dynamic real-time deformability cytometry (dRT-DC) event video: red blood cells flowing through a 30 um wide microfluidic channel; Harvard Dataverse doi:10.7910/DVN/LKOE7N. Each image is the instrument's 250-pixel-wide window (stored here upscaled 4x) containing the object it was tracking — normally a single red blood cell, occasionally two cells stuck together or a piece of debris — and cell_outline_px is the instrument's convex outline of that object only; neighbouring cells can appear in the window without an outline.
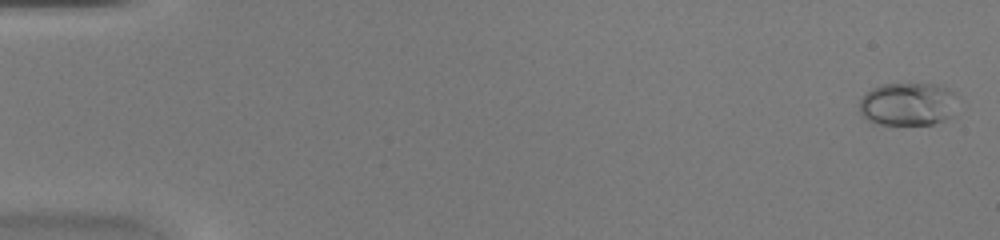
{"species": "common noctule bat (a hibernating species)", "species_latin": "Nyctalus noctula", "temperature_condition": "warm", "stored_images_in_passage": 49, "camera_frame_rate_fps": 3000, "um_per_image_px": 0.085, "animal": {"sex": "female", "body_mass_g": 20.0, "forearm_length_mm": 54.0}, "frame": {"image": 1, "passage_image": 2, "time_ms": 0.333, "image_size_px": [1000, 240], "cell_outline_px": [[952, 116], [932, 124], [876, 124], [868, 120], [860, 112], [860, 100], [872, 88], [884, 84], [936, 84], [948, 88], [952, 92]], "centroid_in_image_um": [77.11, 8.85], "position_along_channel_um": 7.9, "area_um2": 24.04}}
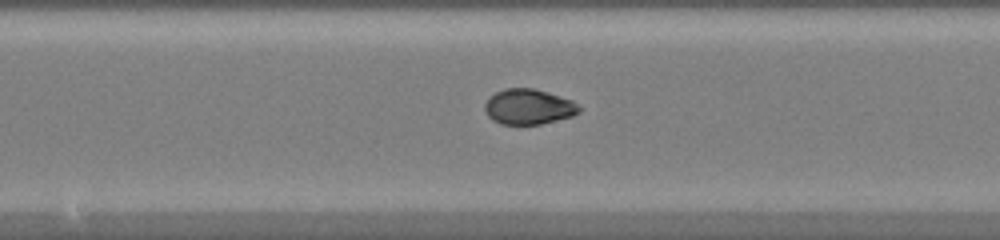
{"frame": {"image": 2, "passage_image": 27, "time_ms": 8.667, "image_size_px": [1000, 240], "cell_outline_px": [[580, 112], [572, 116], [540, 124], [500, 124], [492, 120], [488, 116], [484, 108], [484, 104], [496, 92], [504, 88], [532, 88], [548, 92], [572, 100], [580, 108]], "centroid_in_image_um": [44.92, 9.07], "position_along_channel_um": 203.3, "area_um2": 19.31}}
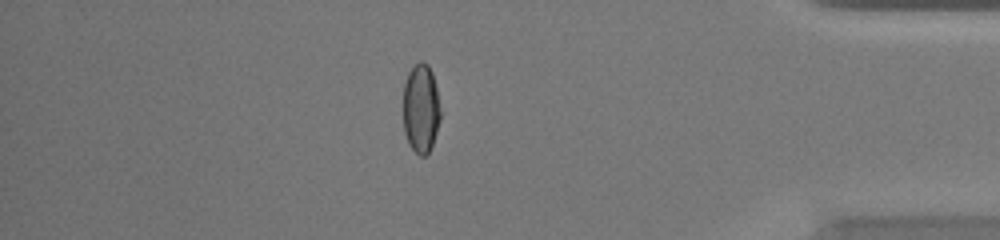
{"frame": {"image": 3, "passage_image": 43, "time_ms": 14.0, "image_size_px": [1000, 240], "cell_outline_px": [[440, 120], [432, 144], [428, 152], [424, 156], [420, 156], [408, 144], [404, 132], [404, 84], [408, 72], [420, 60], [428, 64], [432, 72], [436, 88], [440, 108]], "centroid_in_image_um": [35.77, 9.21], "position_along_channel_um": 399.4, "area_um2": 19.19}, "authors_computed_cell_mechanics": {"area_um2": 19.8254, "velocity_mm_per_s": 4.2986, "shape_relaxation_time_tau1_ms": 5.4966, "shape_relaxation_time_tau2_ms": 0.8747, "deformation_change_tau1": 0.1857, "deformation_change_tau2": 0.0344}}